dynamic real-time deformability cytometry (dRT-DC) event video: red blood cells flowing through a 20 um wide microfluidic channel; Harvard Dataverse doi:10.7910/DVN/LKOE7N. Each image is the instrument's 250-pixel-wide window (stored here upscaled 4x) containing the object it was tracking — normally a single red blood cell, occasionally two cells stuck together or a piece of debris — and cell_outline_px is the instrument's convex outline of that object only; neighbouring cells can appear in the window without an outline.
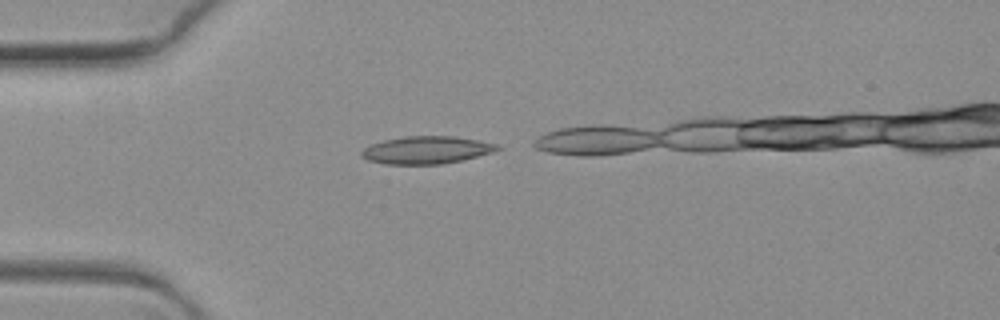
{"species": "common noctule bat (a hibernating species)", "species_latin": "Nyctalus noctula", "temperature_condition": "warm", "stored_images_in_passage": 4, "camera_frame_rate_fps": 3000, "um_per_image_px": 0.085, "animal": {"sex": "female", "body_mass_g": 19.3, "forearm_length_mm": 54.1}, "frame": {"image": 1, "passage_image": 1, "time_ms": 0.0, "image_size_px": [1000, 320], "cell_outline_px": [[504, 148], [492, 152], [444, 164], [384, 164], [368, 160], [360, 156], [360, 152], [368, 144], [384, 140], [404, 136], [456, 136], [500, 144]], "centroid_in_image_um": [36.24, 12.74], "position_along_channel_um": 48.8, "area_um2": 22.02}}